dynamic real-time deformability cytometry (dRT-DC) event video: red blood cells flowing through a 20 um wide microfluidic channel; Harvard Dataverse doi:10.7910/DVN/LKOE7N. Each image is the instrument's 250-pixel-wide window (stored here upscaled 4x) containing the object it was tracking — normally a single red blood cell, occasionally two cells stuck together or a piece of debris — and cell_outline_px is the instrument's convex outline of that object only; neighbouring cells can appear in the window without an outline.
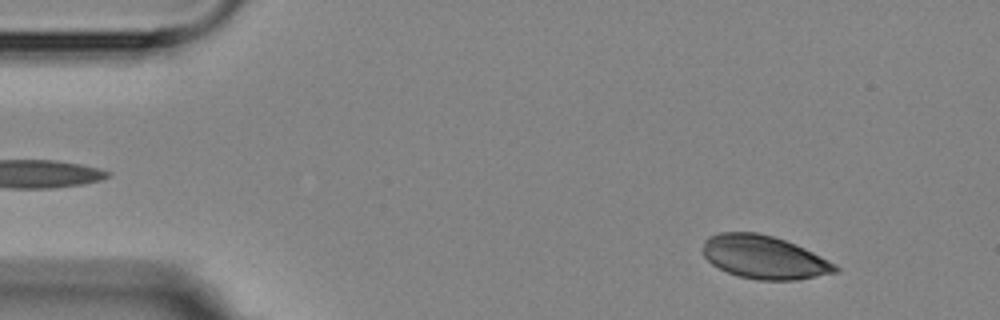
{"species": "Egyptian fruit bat (a non-hibernating species)", "species_latin": "Rousettus aegyptiacus", "temperature_condition": "room temperature", "stored_images_in_passage": 4, "camera_frame_rate_fps": 3000, "um_per_image_px": 0.085, "animal": {"sex": "female"}, "frame": {"image": 1, "passage_image": 4, "time_ms": 4.333, "image_size_px": [1000, 320], "cell_outline_px": [[840, 272], [796, 280], [760, 280], [740, 276], [728, 272], [712, 264], [704, 256], [704, 240], [708, 236], [720, 232], [756, 232], [772, 236], [796, 244], [836, 264], [840, 268]], "centroid_in_image_um": [64.97, 21.86], "position_along_channel_um": 20.0, "area_um2": 33.23}}